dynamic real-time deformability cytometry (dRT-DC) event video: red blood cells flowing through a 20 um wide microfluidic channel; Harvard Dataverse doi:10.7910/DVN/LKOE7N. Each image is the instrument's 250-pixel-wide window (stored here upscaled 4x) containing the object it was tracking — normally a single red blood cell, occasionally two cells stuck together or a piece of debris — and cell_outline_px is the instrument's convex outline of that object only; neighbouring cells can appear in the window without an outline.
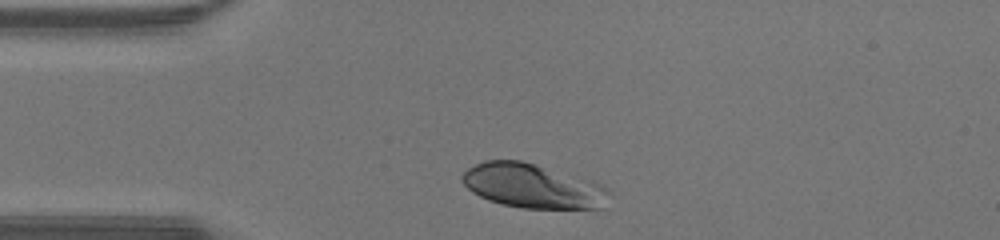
{"species": "human", "species_latin": "Homo sapiens", "temperature_condition": "warm", "stored_images_in_passage": 28, "camera_frame_rate_fps": 3000, "um_per_image_px": 0.085, "donor": {"sex": "male"}, "frame": {"image": 1, "passage_image": 1, "time_ms": 0.0, "image_size_px": [1000, 240], "cell_outline_px": [[612, 192], [604, 208], [520, 208], [500, 204], [488, 200], [472, 192], [460, 180], [460, 176], [468, 168], [484, 160], [520, 160], [536, 164], [592, 180], [608, 188]], "centroid_in_image_um": [45.3, 15.81], "position_along_channel_um": 39.7, "area_um2": 38.26}}
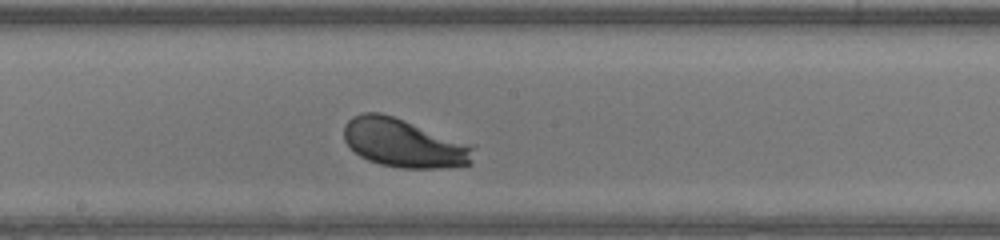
{"frame": {"image": 2, "passage_image": 15, "time_ms": 4.667, "image_size_px": [1000, 240], "cell_outline_px": [[476, 144], [472, 164], [444, 168], [400, 168], [380, 164], [368, 160], [360, 156], [344, 140], [344, 124], [352, 116], [364, 112], [380, 112]], "centroid_in_image_um": [34.4, 12.16], "position_along_channel_um": 213.8, "area_um2": 37.17}}
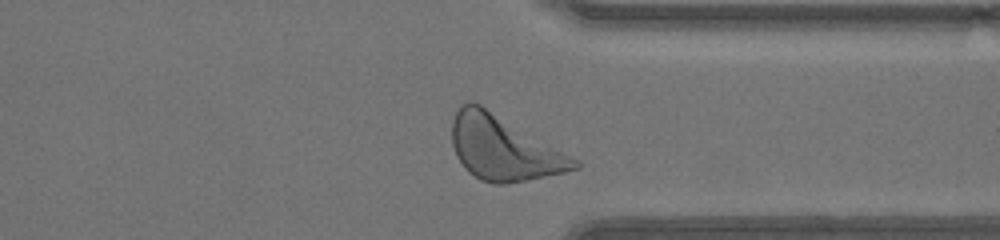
{"frame": {"image": 3, "passage_image": 26, "time_ms": 8.333, "image_size_px": [1000, 240], "cell_outline_px": [[580, 168], [564, 172], [504, 184], [492, 184], [480, 180], [468, 172], [464, 168], [456, 156], [452, 144], [452, 120], [460, 104], [468, 100], [476, 100], [576, 160], [580, 164]], "centroid_in_image_um": [42.71, 12.55], "position_along_channel_um": 368.7, "area_um2": 45.66}, "authors_computed_cell_mechanics": {"area_um2": 36.9342, "velocity_mm_per_s": 4.276, "shape_relaxation_time_tau1_ms": 1.0394, "shape_relaxation_time_tau2_ms": null, "deformation_change_tau1": 0.1229, "deformation_change_tau2": null}}